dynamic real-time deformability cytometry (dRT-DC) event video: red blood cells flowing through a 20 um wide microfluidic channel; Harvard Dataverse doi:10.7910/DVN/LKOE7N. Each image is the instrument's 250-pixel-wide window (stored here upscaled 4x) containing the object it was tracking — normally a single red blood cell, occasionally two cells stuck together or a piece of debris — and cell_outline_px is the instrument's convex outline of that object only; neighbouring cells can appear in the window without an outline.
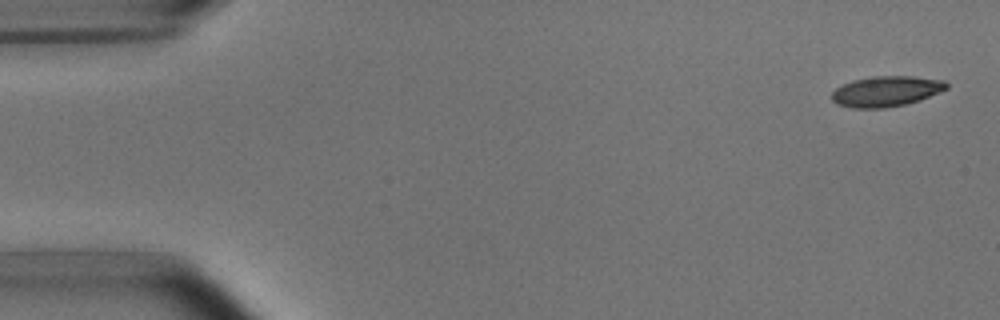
{"species": "common noctule bat (a hibernating species)", "species_latin": "Nyctalus noctula", "temperature_condition": "room temperature", "stored_images_in_passage": 6, "camera_frame_rate_fps": 3000, "um_per_image_px": 0.085, "animal": {"sex": "male", "body_mass_g": 15.6}, "frame": {"image": 1, "passage_image": 1, "time_ms": 0.0, "image_size_px": [1000, 320], "cell_outline_px": [[948, 88], [920, 100], [904, 104], [884, 108], [852, 108], [836, 104], [832, 100], [832, 92], [836, 88], [852, 80], [872, 76], [912, 76], [944, 80], [948, 84]], "centroid_in_image_um": [75.31, 7.76], "position_along_channel_um": 9.7, "area_um2": 20.35}}
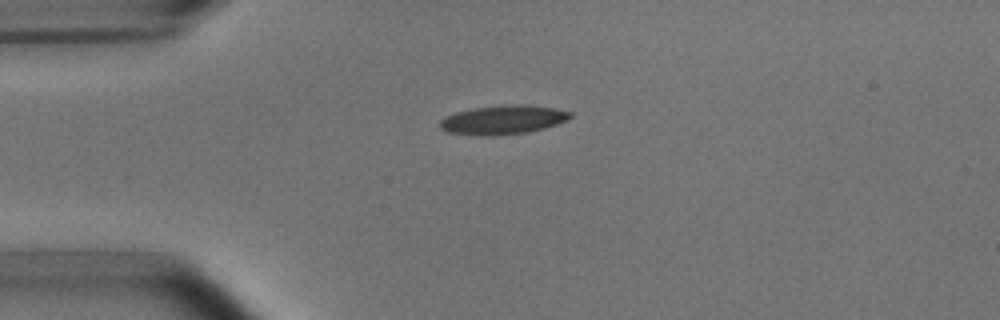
{"frame": {"image": 2, "passage_image": 4, "time_ms": 3.667, "image_size_px": [1000, 320], "cell_outline_px": [[572, 116], [568, 120], [544, 128], [528, 132], [492, 136], [476, 136], [448, 132], [440, 128], [440, 120], [444, 116], [456, 112], [472, 108], [504, 104], [528, 104], [552, 108], [572, 112]], "centroid_in_image_um": [42.73, 10.18], "position_along_channel_um": 42.3, "area_um2": 22.31}}